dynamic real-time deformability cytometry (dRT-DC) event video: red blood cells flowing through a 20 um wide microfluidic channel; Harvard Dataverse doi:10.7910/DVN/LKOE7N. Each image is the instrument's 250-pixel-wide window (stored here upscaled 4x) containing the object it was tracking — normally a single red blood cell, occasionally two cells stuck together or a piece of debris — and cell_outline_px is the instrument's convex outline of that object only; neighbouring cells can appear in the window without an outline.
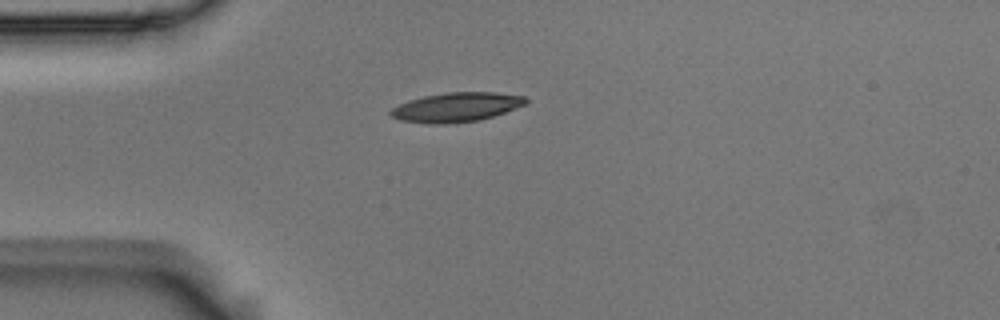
{"species": "Egyptian fruit bat (a non-hibernating species)", "species_latin": "Rousettus aegyptiacus", "temperature_condition": "room temperature", "stored_images_in_passage": 3, "camera_frame_rate_fps": 3000, "um_per_image_px": 0.085, "animal": {"sex": "male"}, "frame": {"image": 1, "passage_image": 3, "time_ms": 0.667, "image_size_px": [1000, 320], "cell_outline_px": [[528, 100], [524, 104], [504, 112], [480, 120], [440, 124], [428, 124], [400, 120], [392, 116], [388, 112], [392, 108], [408, 100], [424, 96], [444, 92], [496, 92], [524, 96]], "centroid_in_image_um": [38.75, 9.1], "position_along_channel_um": 46.2, "area_um2": 22.95}}